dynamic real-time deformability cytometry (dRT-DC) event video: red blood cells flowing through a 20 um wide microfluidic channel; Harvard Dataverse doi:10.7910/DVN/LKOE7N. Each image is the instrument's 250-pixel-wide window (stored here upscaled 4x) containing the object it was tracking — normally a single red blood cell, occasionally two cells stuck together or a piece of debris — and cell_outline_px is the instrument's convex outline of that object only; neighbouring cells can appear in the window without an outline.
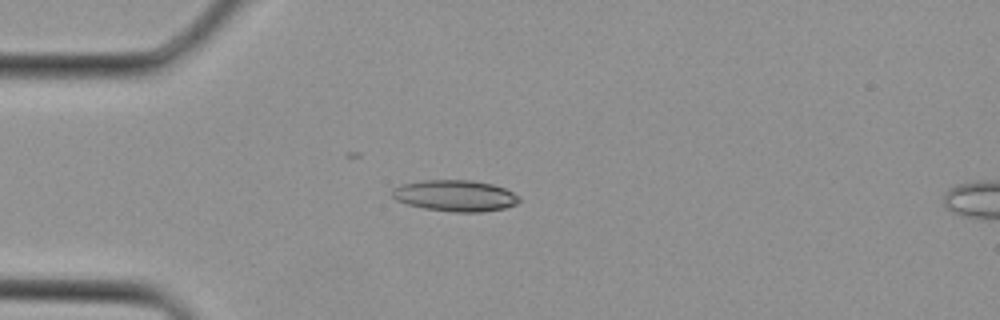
{"species": "Egyptian fruit bat (a non-hibernating species)", "species_latin": "Rousettus aegyptiacus", "temperature_condition": "cold", "stored_images_in_passage": 4, "camera_frame_rate_fps": 3000, "um_per_image_px": 0.085, "animal": {"sex": "female"}, "frame": {"image": 1, "passage_image": 3, "time_ms": 0.667, "image_size_px": [1000, 320], "cell_outline_px": [[520, 200], [516, 204], [504, 208], [484, 212], [452, 212], [424, 208], [408, 204], [396, 200], [392, 196], [392, 188], [400, 184], [424, 180], [472, 180], [492, 184], [504, 188], [520, 196]], "centroid_in_image_um": [38.69, 16.63], "position_along_channel_um": 46.3, "area_um2": 23.24}}